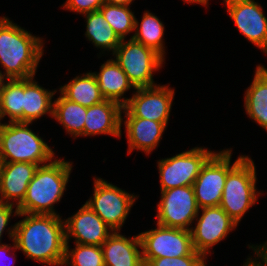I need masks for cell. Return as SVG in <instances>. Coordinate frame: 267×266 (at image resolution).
<instances>
[{
    "label": "cell",
    "mask_w": 267,
    "mask_h": 266,
    "mask_svg": "<svg viewBox=\"0 0 267 266\" xmlns=\"http://www.w3.org/2000/svg\"><path fill=\"white\" fill-rule=\"evenodd\" d=\"M8 117V122L23 123V79L0 80V123Z\"/></svg>",
    "instance_id": "obj_27"
},
{
    "label": "cell",
    "mask_w": 267,
    "mask_h": 266,
    "mask_svg": "<svg viewBox=\"0 0 267 266\" xmlns=\"http://www.w3.org/2000/svg\"><path fill=\"white\" fill-rule=\"evenodd\" d=\"M11 241H12V245H11V243H9V244L3 243V244L0 245V266L1 265L3 266V264L5 263L4 261H6V258L9 257L8 256L9 255V252H10V254H12L14 256L13 258H15L16 255H17V254H15V251L17 250L15 241H14V239H12ZM10 261H11V263L9 261H6L7 262V264L5 263L6 266H12L13 264H15V260L14 259L13 260H10ZM12 261H13V263H12Z\"/></svg>",
    "instance_id": "obj_34"
},
{
    "label": "cell",
    "mask_w": 267,
    "mask_h": 266,
    "mask_svg": "<svg viewBox=\"0 0 267 266\" xmlns=\"http://www.w3.org/2000/svg\"><path fill=\"white\" fill-rule=\"evenodd\" d=\"M131 6L104 3L99 10L120 39H126L135 30V12Z\"/></svg>",
    "instance_id": "obj_28"
},
{
    "label": "cell",
    "mask_w": 267,
    "mask_h": 266,
    "mask_svg": "<svg viewBox=\"0 0 267 266\" xmlns=\"http://www.w3.org/2000/svg\"><path fill=\"white\" fill-rule=\"evenodd\" d=\"M74 244L75 248L72 249L66 243L63 266H105L101 246Z\"/></svg>",
    "instance_id": "obj_29"
},
{
    "label": "cell",
    "mask_w": 267,
    "mask_h": 266,
    "mask_svg": "<svg viewBox=\"0 0 267 266\" xmlns=\"http://www.w3.org/2000/svg\"><path fill=\"white\" fill-rule=\"evenodd\" d=\"M56 156L50 163L39 166L29 182L19 213L60 215L54 204L62 200L70 181L73 162Z\"/></svg>",
    "instance_id": "obj_3"
},
{
    "label": "cell",
    "mask_w": 267,
    "mask_h": 266,
    "mask_svg": "<svg viewBox=\"0 0 267 266\" xmlns=\"http://www.w3.org/2000/svg\"><path fill=\"white\" fill-rule=\"evenodd\" d=\"M14 241L26 259L47 266H63L66 240L65 223L60 215L19 213Z\"/></svg>",
    "instance_id": "obj_1"
},
{
    "label": "cell",
    "mask_w": 267,
    "mask_h": 266,
    "mask_svg": "<svg viewBox=\"0 0 267 266\" xmlns=\"http://www.w3.org/2000/svg\"><path fill=\"white\" fill-rule=\"evenodd\" d=\"M237 30L267 55V17L255 0H223Z\"/></svg>",
    "instance_id": "obj_14"
},
{
    "label": "cell",
    "mask_w": 267,
    "mask_h": 266,
    "mask_svg": "<svg viewBox=\"0 0 267 266\" xmlns=\"http://www.w3.org/2000/svg\"><path fill=\"white\" fill-rule=\"evenodd\" d=\"M99 72H92L105 100L118 102L122 107L129 101L125 97L127 91L136 90L128 76L115 62L114 58L107 59L99 68Z\"/></svg>",
    "instance_id": "obj_20"
},
{
    "label": "cell",
    "mask_w": 267,
    "mask_h": 266,
    "mask_svg": "<svg viewBox=\"0 0 267 266\" xmlns=\"http://www.w3.org/2000/svg\"><path fill=\"white\" fill-rule=\"evenodd\" d=\"M0 16V79H28L38 72L45 40Z\"/></svg>",
    "instance_id": "obj_2"
},
{
    "label": "cell",
    "mask_w": 267,
    "mask_h": 266,
    "mask_svg": "<svg viewBox=\"0 0 267 266\" xmlns=\"http://www.w3.org/2000/svg\"><path fill=\"white\" fill-rule=\"evenodd\" d=\"M206 260L203 254L194 250L187 256L151 259L145 266H207Z\"/></svg>",
    "instance_id": "obj_30"
},
{
    "label": "cell",
    "mask_w": 267,
    "mask_h": 266,
    "mask_svg": "<svg viewBox=\"0 0 267 266\" xmlns=\"http://www.w3.org/2000/svg\"><path fill=\"white\" fill-rule=\"evenodd\" d=\"M95 177V178H94ZM93 177V194L85 202L113 230L121 231L138 195L100 177Z\"/></svg>",
    "instance_id": "obj_7"
},
{
    "label": "cell",
    "mask_w": 267,
    "mask_h": 266,
    "mask_svg": "<svg viewBox=\"0 0 267 266\" xmlns=\"http://www.w3.org/2000/svg\"><path fill=\"white\" fill-rule=\"evenodd\" d=\"M58 89L65 98L87 108L105 100L92 71L75 76Z\"/></svg>",
    "instance_id": "obj_24"
},
{
    "label": "cell",
    "mask_w": 267,
    "mask_h": 266,
    "mask_svg": "<svg viewBox=\"0 0 267 266\" xmlns=\"http://www.w3.org/2000/svg\"><path fill=\"white\" fill-rule=\"evenodd\" d=\"M64 223L66 243L101 246L114 232L86 203Z\"/></svg>",
    "instance_id": "obj_15"
},
{
    "label": "cell",
    "mask_w": 267,
    "mask_h": 266,
    "mask_svg": "<svg viewBox=\"0 0 267 266\" xmlns=\"http://www.w3.org/2000/svg\"><path fill=\"white\" fill-rule=\"evenodd\" d=\"M18 214H19V211H18L17 206L9 204V203L0 202V245L3 244L1 238L5 231L7 232L9 239L11 240L14 239L16 225L14 223V225L12 224L11 227H8V226L11 221V217H14V216L17 217Z\"/></svg>",
    "instance_id": "obj_31"
},
{
    "label": "cell",
    "mask_w": 267,
    "mask_h": 266,
    "mask_svg": "<svg viewBox=\"0 0 267 266\" xmlns=\"http://www.w3.org/2000/svg\"><path fill=\"white\" fill-rule=\"evenodd\" d=\"M246 262L243 263L242 266H255L254 263L247 257V259H245Z\"/></svg>",
    "instance_id": "obj_37"
},
{
    "label": "cell",
    "mask_w": 267,
    "mask_h": 266,
    "mask_svg": "<svg viewBox=\"0 0 267 266\" xmlns=\"http://www.w3.org/2000/svg\"><path fill=\"white\" fill-rule=\"evenodd\" d=\"M122 106L112 100L87 108L84 122L83 137L108 135L120 138L122 136Z\"/></svg>",
    "instance_id": "obj_18"
},
{
    "label": "cell",
    "mask_w": 267,
    "mask_h": 266,
    "mask_svg": "<svg viewBox=\"0 0 267 266\" xmlns=\"http://www.w3.org/2000/svg\"><path fill=\"white\" fill-rule=\"evenodd\" d=\"M112 57L135 88L158 85L153 76L165 65V59L152 48L144 46L133 38L128 41L121 39Z\"/></svg>",
    "instance_id": "obj_6"
},
{
    "label": "cell",
    "mask_w": 267,
    "mask_h": 266,
    "mask_svg": "<svg viewBox=\"0 0 267 266\" xmlns=\"http://www.w3.org/2000/svg\"><path fill=\"white\" fill-rule=\"evenodd\" d=\"M39 166L26 162H2L0 202L18 206L24 199L29 182Z\"/></svg>",
    "instance_id": "obj_17"
},
{
    "label": "cell",
    "mask_w": 267,
    "mask_h": 266,
    "mask_svg": "<svg viewBox=\"0 0 267 266\" xmlns=\"http://www.w3.org/2000/svg\"><path fill=\"white\" fill-rule=\"evenodd\" d=\"M193 224L190 231L194 250L207 259L211 249L239 226L220 206L200 208Z\"/></svg>",
    "instance_id": "obj_12"
},
{
    "label": "cell",
    "mask_w": 267,
    "mask_h": 266,
    "mask_svg": "<svg viewBox=\"0 0 267 266\" xmlns=\"http://www.w3.org/2000/svg\"><path fill=\"white\" fill-rule=\"evenodd\" d=\"M232 151V148L216 151L202 166L193 183L199 208L220 205L228 172L246 155H239L232 163Z\"/></svg>",
    "instance_id": "obj_8"
},
{
    "label": "cell",
    "mask_w": 267,
    "mask_h": 266,
    "mask_svg": "<svg viewBox=\"0 0 267 266\" xmlns=\"http://www.w3.org/2000/svg\"><path fill=\"white\" fill-rule=\"evenodd\" d=\"M87 107L65 98L61 93L53 101V117L72 138L83 137Z\"/></svg>",
    "instance_id": "obj_25"
},
{
    "label": "cell",
    "mask_w": 267,
    "mask_h": 266,
    "mask_svg": "<svg viewBox=\"0 0 267 266\" xmlns=\"http://www.w3.org/2000/svg\"><path fill=\"white\" fill-rule=\"evenodd\" d=\"M30 125L32 123H0L1 162H26L42 166L55 158V151Z\"/></svg>",
    "instance_id": "obj_4"
},
{
    "label": "cell",
    "mask_w": 267,
    "mask_h": 266,
    "mask_svg": "<svg viewBox=\"0 0 267 266\" xmlns=\"http://www.w3.org/2000/svg\"><path fill=\"white\" fill-rule=\"evenodd\" d=\"M245 114L267 132V68L258 64L244 94Z\"/></svg>",
    "instance_id": "obj_22"
},
{
    "label": "cell",
    "mask_w": 267,
    "mask_h": 266,
    "mask_svg": "<svg viewBox=\"0 0 267 266\" xmlns=\"http://www.w3.org/2000/svg\"><path fill=\"white\" fill-rule=\"evenodd\" d=\"M144 266L156 258H176L190 255L194 251L190 230L158 225L139 233Z\"/></svg>",
    "instance_id": "obj_10"
},
{
    "label": "cell",
    "mask_w": 267,
    "mask_h": 266,
    "mask_svg": "<svg viewBox=\"0 0 267 266\" xmlns=\"http://www.w3.org/2000/svg\"><path fill=\"white\" fill-rule=\"evenodd\" d=\"M168 123L135 116H121V124L124 125L127 137V154L130 155L133 150L144 152L146 155L151 154L159 146Z\"/></svg>",
    "instance_id": "obj_16"
},
{
    "label": "cell",
    "mask_w": 267,
    "mask_h": 266,
    "mask_svg": "<svg viewBox=\"0 0 267 266\" xmlns=\"http://www.w3.org/2000/svg\"><path fill=\"white\" fill-rule=\"evenodd\" d=\"M256 245V246H255ZM248 249L253 250V255L249 259L254 263L255 266H267V240L262 244H248Z\"/></svg>",
    "instance_id": "obj_33"
},
{
    "label": "cell",
    "mask_w": 267,
    "mask_h": 266,
    "mask_svg": "<svg viewBox=\"0 0 267 266\" xmlns=\"http://www.w3.org/2000/svg\"><path fill=\"white\" fill-rule=\"evenodd\" d=\"M123 106V116H135L157 122H168L175 95L173 87L158 84L153 87L136 88Z\"/></svg>",
    "instance_id": "obj_13"
},
{
    "label": "cell",
    "mask_w": 267,
    "mask_h": 266,
    "mask_svg": "<svg viewBox=\"0 0 267 266\" xmlns=\"http://www.w3.org/2000/svg\"><path fill=\"white\" fill-rule=\"evenodd\" d=\"M255 162L245 155L227 174L220 207L239 225L243 216L257 204L261 191L257 190Z\"/></svg>",
    "instance_id": "obj_5"
},
{
    "label": "cell",
    "mask_w": 267,
    "mask_h": 266,
    "mask_svg": "<svg viewBox=\"0 0 267 266\" xmlns=\"http://www.w3.org/2000/svg\"><path fill=\"white\" fill-rule=\"evenodd\" d=\"M159 200L155 215L158 225L191 230L200 209L195 199L193 186L161 191Z\"/></svg>",
    "instance_id": "obj_11"
},
{
    "label": "cell",
    "mask_w": 267,
    "mask_h": 266,
    "mask_svg": "<svg viewBox=\"0 0 267 266\" xmlns=\"http://www.w3.org/2000/svg\"><path fill=\"white\" fill-rule=\"evenodd\" d=\"M86 20V31L85 37L88 41H91L93 46L99 51V57L109 52L114 53L116 48L120 45L121 39L114 32L113 28L109 25V23L104 18L102 12L100 10L90 12L82 15ZM102 53V54H101Z\"/></svg>",
    "instance_id": "obj_23"
},
{
    "label": "cell",
    "mask_w": 267,
    "mask_h": 266,
    "mask_svg": "<svg viewBox=\"0 0 267 266\" xmlns=\"http://www.w3.org/2000/svg\"><path fill=\"white\" fill-rule=\"evenodd\" d=\"M135 0H104V3L111 4V5H123V6H130L134 3Z\"/></svg>",
    "instance_id": "obj_35"
},
{
    "label": "cell",
    "mask_w": 267,
    "mask_h": 266,
    "mask_svg": "<svg viewBox=\"0 0 267 266\" xmlns=\"http://www.w3.org/2000/svg\"><path fill=\"white\" fill-rule=\"evenodd\" d=\"M103 4L104 0H66L60 8L84 15L99 10Z\"/></svg>",
    "instance_id": "obj_32"
},
{
    "label": "cell",
    "mask_w": 267,
    "mask_h": 266,
    "mask_svg": "<svg viewBox=\"0 0 267 266\" xmlns=\"http://www.w3.org/2000/svg\"><path fill=\"white\" fill-rule=\"evenodd\" d=\"M135 18V30L130 38H133L137 42H140L146 47L152 48L159 53L164 59H166L165 49V24L154 13L145 10L139 22Z\"/></svg>",
    "instance_id": "obj_26"
},
{
    "label": "cell",
    "mask_w": 267,
    "mask_h": 266,
    "mask_svg": "<svg viewBox=\"0 0 267 266\" xmlns=\"http://www.w3.org/2000/svg\"><path fill=\"white\" fill-rule=\"evenodd\" d=\"M183 3H188V4H199L204 7H208L209 5V0H182Z\"/></svg>",
    "instance_id": "obj_36"
},
{
    "label": "cell",
    "mask_w": 267,
    "mask_h": 266,
    "mask_svg": "<svg viewBox=\"0 0 267 266\" xmlns=\"http://www.w3.org/2000/svg\"><path fill=\"white\" fill-rule=\"evenodd\" d=\"M125 236L114 231L101 245L105 266H144L139 234Z\"/></svg>",
    "instance_id": "obj_19"
},
{
    "label": "cell",
    "mask_w": 267,
    "mask_h": 266,
    "mask_svg": "<svg viewBox=\"0 0 267 266\" xmlns=\"http://www.w3.org/2000/svg\"><path fill=\"white\" fill-rule=\"evenodd\" d=\"M216 151L206 147H193L172 157L157 161L160 191L193 186L202 166Z\"/></svg>",
    "instance_id": "obj_9"
},
{
    "label": "cell",
    "mask_w": 267,
    "mask_h": 266,
    "mask_svg": "<svg viewBox=\"0 0 267 266\" xmlns=\"http://www.w3.org/2000/svg\"><path fill=\"white\" fill-rule=\"evenodd\" d=\"M57 89L40 86L35 76L23 79V123H35L41 117H53V98Z\"/></svg>",
    "instance_id": "obj_21"
}]
</instances>
